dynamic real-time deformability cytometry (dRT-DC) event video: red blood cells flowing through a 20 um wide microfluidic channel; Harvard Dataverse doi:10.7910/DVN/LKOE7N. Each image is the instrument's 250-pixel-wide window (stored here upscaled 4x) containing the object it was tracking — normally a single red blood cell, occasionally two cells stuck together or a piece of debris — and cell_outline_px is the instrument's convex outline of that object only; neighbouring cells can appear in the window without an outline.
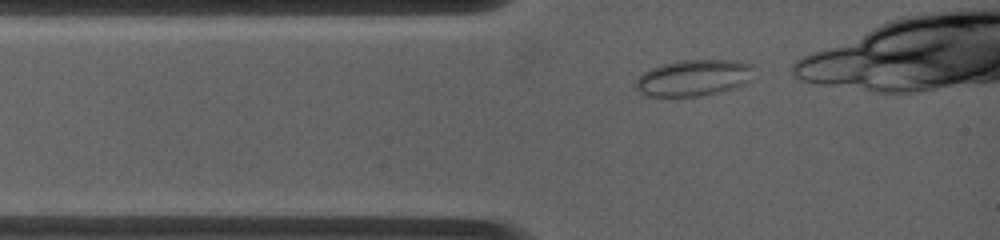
{"species": "common noctule bat (a hibernating species)", "species_latin": "Nyctalus noctula", "temperature_condition": "warm", "stored_images_in_passage": 5, "camera_frame_rate_fps": 4500, "um_per_image_px": 0.085, "animal": {"sex": "female", "body_mass_g": 19.0, "forearm_length_mm": 53.3}, "frame": {"image": 1, "passage_image": 1, "time_ms": 0.0, "image_size_px": [1000, 240], "cell_outline_px": [[752, 80], [736, 88], [700, 96], [644, 96], [636, 88], [636, 80], [644, 72], [652, 68], [664, 64], [680, 60], [736, 60], [752, 64]], "centroid_in_image_um": [58.99, 6.62], "position_along_channel_um": 26.0, "area_um2": 25.03}}
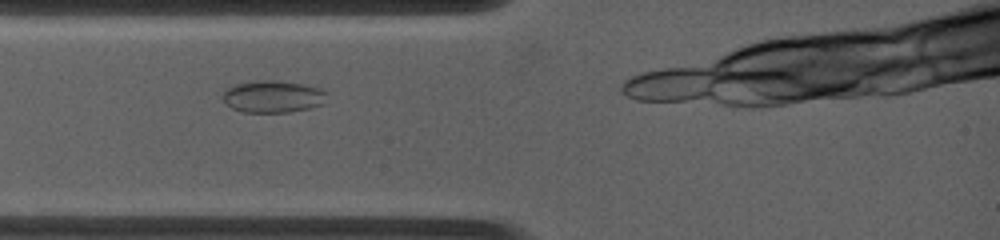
{"frame": {"image": 2, "passage_image": 3, "time_ms": 1.111, "image_size_px": [1000, 240], "cell_outline_px": [[328, 92], [324, 104], [308, 108], [288, 112], [244, 112], [232, 108], [220, 96], [224, 88], [232, 84], [256, 80], [272, 80], [300, 84], [320, 88]], "centroid_in_image_um": [23.15, 8.2], "position_along_channel_um": 61.8, "area_um2": 19.65}}